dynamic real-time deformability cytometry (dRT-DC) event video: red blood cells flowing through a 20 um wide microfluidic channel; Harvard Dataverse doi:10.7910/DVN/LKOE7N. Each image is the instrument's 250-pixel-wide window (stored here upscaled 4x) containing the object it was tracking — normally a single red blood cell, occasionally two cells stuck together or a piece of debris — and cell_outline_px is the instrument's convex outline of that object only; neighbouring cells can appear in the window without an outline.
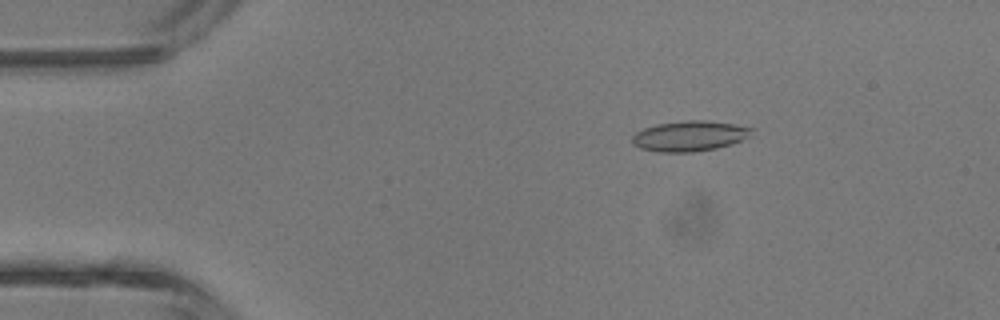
{"species": "common noctule bat (a hibernating species)", "species_latin": "Nyctalus noctula", "temperature_condition": "room temperature", "stored_images_in_passage": 4, "camera_frame_rate_fps": 3000, "um_per_image_px": 0.085, "animal": {"sex": "male", "body_mass_g": 13.3}, "frame": {"image": 1, "passage_image": 2, "time_ms": 1.333, "image_size_px": [1000, 320], "cell_outline_px": [[756, 128], [748, 136], [732, 144], [716, 148], [692, 152], [660, 152], [640, 148], [632, 144], [632, 136], [636, 132], [644, 128], [656, 124], [688, 120], [704, 120], [732, 124]], "centroid_in_image_um": [58.59, 11.56], "position_along_channel_um": 26.4, "area_um2": 21.04}}